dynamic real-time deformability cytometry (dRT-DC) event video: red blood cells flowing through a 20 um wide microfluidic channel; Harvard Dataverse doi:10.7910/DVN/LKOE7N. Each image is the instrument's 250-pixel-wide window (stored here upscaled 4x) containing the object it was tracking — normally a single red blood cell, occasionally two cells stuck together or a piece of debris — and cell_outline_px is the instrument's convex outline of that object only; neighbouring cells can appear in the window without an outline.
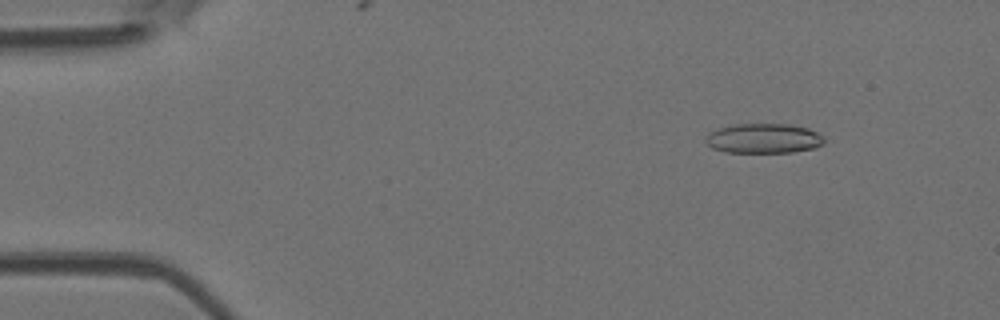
{"species": "Egyptian fruit bat (a non-hibernating species)", "species_latin": "Rousettus aegyptiacus", "temperature_condition": "room temperature", "stored_images_in_passage": 52, "camera_frame_rate_fps": 3000, "um_per_image_px": 0.085, "animal": {"sex": "female"}, "frame": {"image": 1, "passage_image": 6, "time_ms": 1.667, "image_size_px": [1000, 320], "cell_outline_px": [[824, 144], [816, 148], [792, 152], [724, 152], [712, 148], [704, 140], [708, 132], [716, 128], [732, 124], [788, 124], [808, 128], [824, 136]], "centroid_in_image_um": [64.89, 11.76], "position_along_channel_um": 20.1, "area_um2": 20.81}}
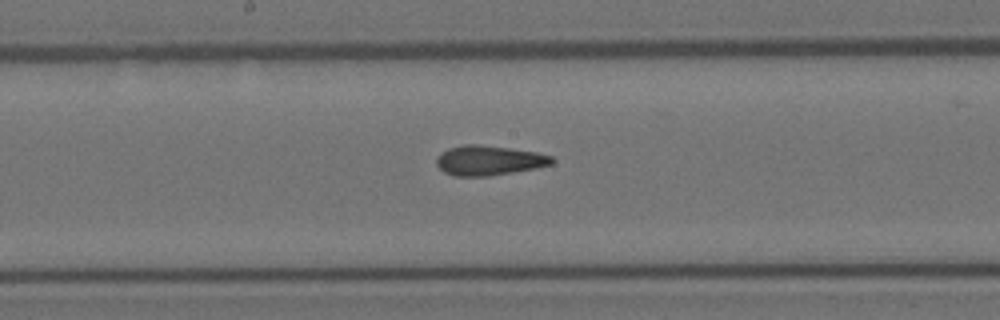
{"frame": {"image": 2, "passage_image": 27, "time_ms": 8.667, "image_size_px": [1000, 320], "cell_outline_px": [[556, 160], [552, 164], [536, 168], [488, 176], [456, 176], [444, 172], [436, 164], [436, 156], [440, 152], [448, 148], [464, 144], [480, 144], [536, 152], [552, 156]], "centroid_in_image_um": [41.54, 13.63], "position_along_channel_um": 206.7, "area_um2": 20.11}}
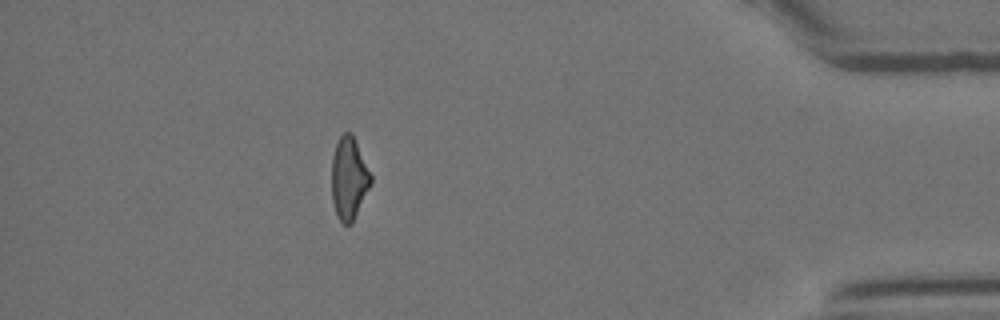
{"frame": {"image": 3, "passage_image": 46, "time_ms": 15.0, "image_size_px": [1000, 320], "cell_outline_px": [[372, 184], [352, 224], [344, 224], [336, 216], [332, 200], [332, 156], [336, 144], [340, 136], [344, 132], [352, 132], [372, 176]], "centroid_in_image_um": [29.67, 15.17], "position_along_channel_um": 405.5, "area_um2": 19.02}, "authors_computed_cell_mechanics": {"area_um2": 20.0566, "velocity_mm_per_s": 3.9114, "shape_relaxation_time_tau1_ms": null, "shape_relaxation_time_tau2_ms": 2.424, "deformation_change_tau1": null, "deformation_change_tau2": 0.1213}}